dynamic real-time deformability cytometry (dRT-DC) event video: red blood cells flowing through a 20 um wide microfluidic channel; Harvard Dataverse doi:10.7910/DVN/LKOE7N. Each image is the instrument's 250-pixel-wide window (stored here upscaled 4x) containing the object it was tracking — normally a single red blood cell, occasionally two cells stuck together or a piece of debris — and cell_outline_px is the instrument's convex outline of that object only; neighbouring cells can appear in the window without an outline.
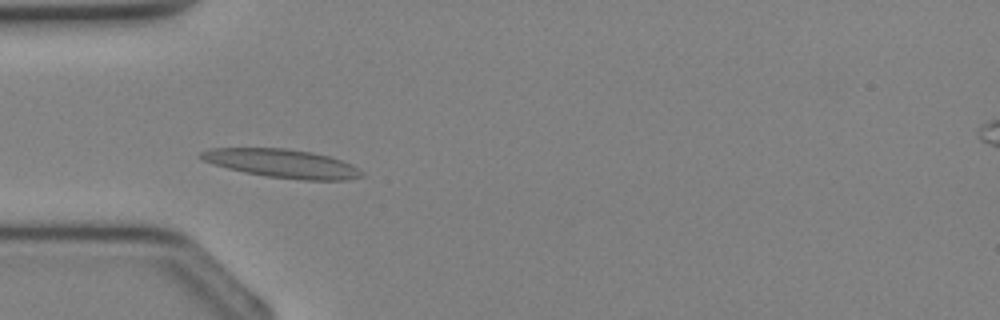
{"species": "Egyptian fruit bat (a non-hibernating species)", "species_latin": "Rousettus aegyptiacus", "temperature_condition": "cold", "stored_images_in_passage": 36, "camera_frame_rate_fps": 3000, "um_per_image_px": 0.085, "animal": {"sex": "female"}, "frame": {"image": 1, "passage_image": 11, "time_ms": 3.333, "image_size_px": [1000, 320], "cell_outline_px": [[364, 176], [348, 180], [304, 180], [268, 176], [244, 172], [228, 168], [204, 160], [200, 156], [200, 152], [212, 148], [284, 148], [312, 152], [328, 156], [352, 164], [364, 172]], "centroid_in_image_um": [24.05, 13.89], "position_along_channel_um": 61.0, "area_um2": 26.47}}
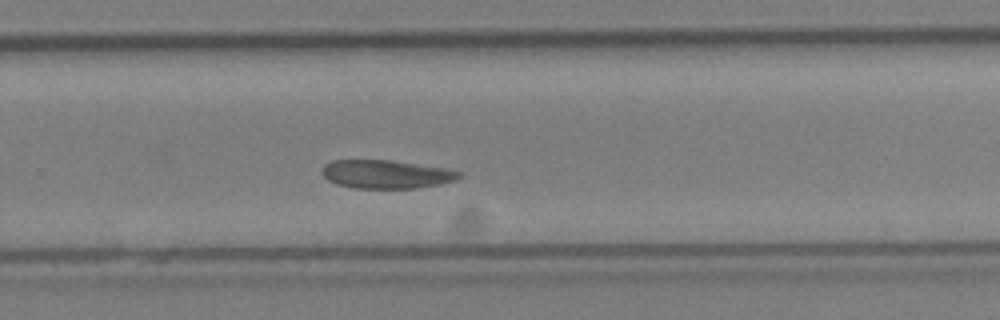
{"frame": {"image": 2, "passage_image": 24, "time_ms": 7.667, "image_size_px": [1000, 320], "cell_outline_px": [[460, 176], [456, 180], [440, 184], [416, 188], [356, 188], [336, 184], [328, 180], [320, 172], [324, 164], [332, 160], [392, 160], [444, 168], [460, 172]], "centroid_in_image_um": [32.78, 14.8], "position_along_channel_um": 297.0, "area_um2": 22.66}}
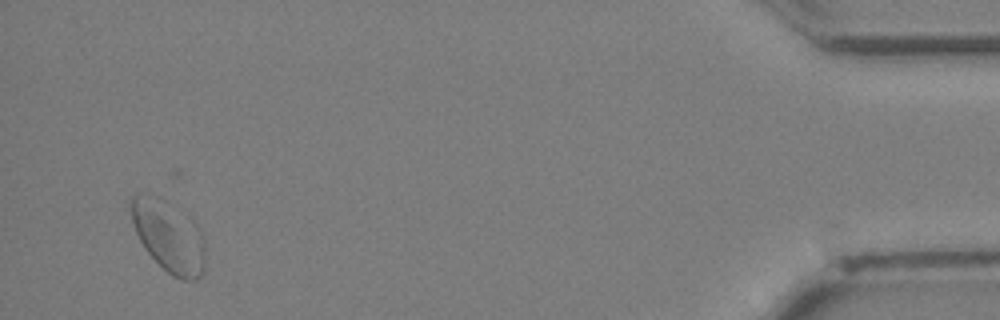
{"frame": {"image": 3, "passage_image": 35, "time_ms": 11.333, "image_size_px": [1000, 320], "cell_outline_px": [[204, 272], [196, 280], [180, 280], [172, 276], [144, 248], [136, 232], [132, 220], [132, 196], [136, 192], [144, 192], [156, 196], [164, 200], [200, 236], [204, 244]], "centroid_in_image_um": [14.27, 20.15], "position_along_channel_um": 420.9, "area_um2": 29.19}}